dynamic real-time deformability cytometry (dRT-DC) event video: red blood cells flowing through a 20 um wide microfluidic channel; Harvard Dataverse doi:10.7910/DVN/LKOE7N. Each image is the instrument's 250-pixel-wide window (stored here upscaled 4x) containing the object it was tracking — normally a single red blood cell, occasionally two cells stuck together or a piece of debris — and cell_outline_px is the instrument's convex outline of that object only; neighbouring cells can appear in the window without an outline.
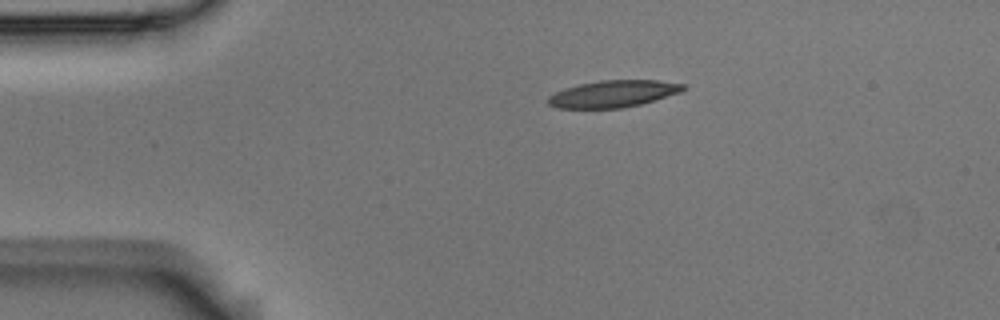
{"species": "Egyptian fruit bat (a non-hibernating species)", "species_latin": "Rousettus aegyptiacus", "temperature_condition": "room temperature", "stored_images_in_passage": 4, "camera_frame_rate_fps": 3000, "um_per_image_px": 0.085, "animal": {"sex": "male"}, "frame": {"image": 1, "passage_image": 1, "time_ms": 0.0, "image_size_px": [1000, 320], "cell_outline_px": [[688, 88], [680, 92], [640, 104], [620, 108], [556, 108], [548, 104], [548, 96], [564, 88], [580, 84], [600, 80], [660, 80], [684, 84]], "centroid_in_image_um": [52.12, 7.96], "position_along_channel_um": 32.9, "area_um2": 21.1}}
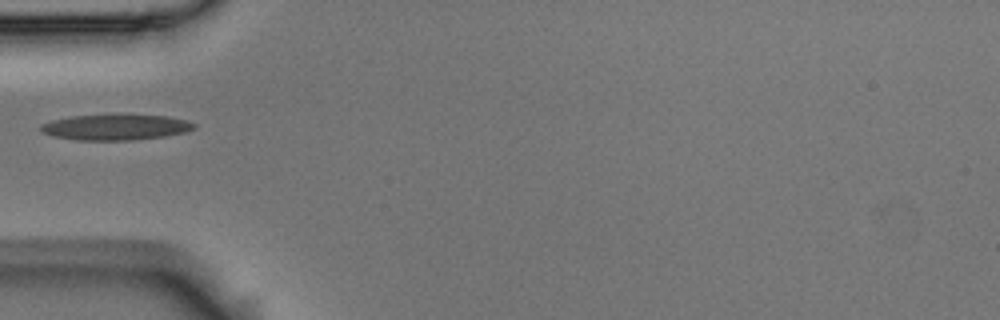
{"frame": {"image": 2, "passage_image": 3, "time_ms": 0.667, "image_size_px": [1000, 320], "cell_outline_px": [[196, 128], [184, 132], [164, 136], [132, 140], [76, 140], [52, 136], [44, 132], [40, 128], [40, 124], [52, 120], [72, 116], [168, 116], [188, 120], [196, 124]], "centroid_in_image_um": [9.84, 10.83], "position_along_channel_um": 75.2, "area_um2": 22.43}}
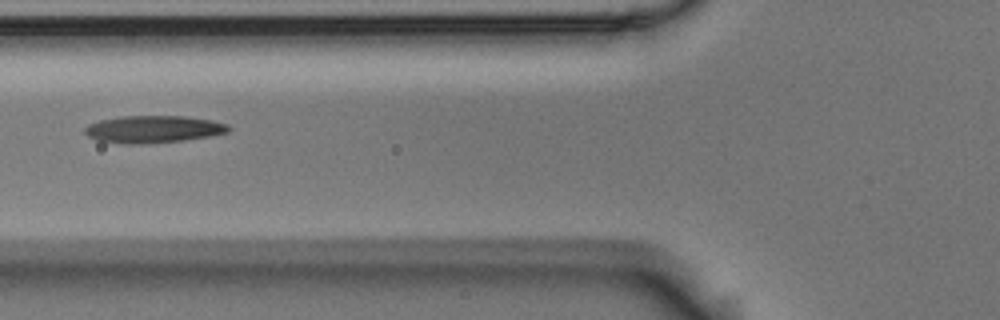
{"frame": {"image": 3, "passage_image": 4, "time_ms": 1.0, "image_size_px": [1000, 320], "cell_outline_px": [[232, 128], [228, 132], [208, 136], [184, 140], [140, 144], [120, 144], [100, 140], [88, 136], [84, 132], [84, 128], [88, 124], [100, 120], [120, 116], [184, 116], [212, 120], [228, 124]], "centroid_in_image_um": [13.02, 10.98], "position_along_channel_um": 112.8, "area_um2": 22.83}}